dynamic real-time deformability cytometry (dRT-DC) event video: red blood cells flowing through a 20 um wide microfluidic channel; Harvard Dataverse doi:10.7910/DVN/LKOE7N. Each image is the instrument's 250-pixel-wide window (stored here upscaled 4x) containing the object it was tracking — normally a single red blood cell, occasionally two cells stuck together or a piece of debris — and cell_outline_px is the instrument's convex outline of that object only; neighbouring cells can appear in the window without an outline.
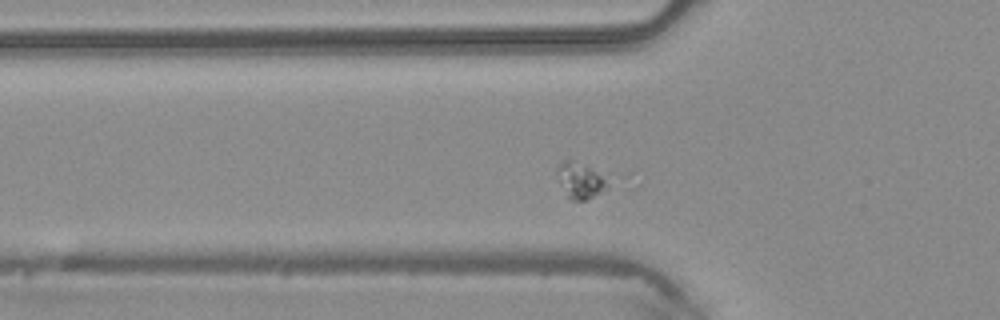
{"species": "common noctule bat (a hibernating species)", "species_latin": "Nyctalus noctula", "temperature_condition": "warm", "stored_images_in_passage": 35, "camera_frame_rate_fps": 3000, "um_per_image_px": 0.085, "animal": {"sex": "male", "body_mass_g": 20.4}, "frame": {"image": 1, "passage_image": 2, "time_ms": 0.333, "image_size_px": [1000, 320], "cell_outline_px": [[612, 180], [608, 188], [588, 200], [568, 200], [560, 184], [556, 168], [568, 156]], "centroid_in_image_um": [49.35, 15.33], "position_along_channel_um": 76.4, "area_um2": 10.98}}
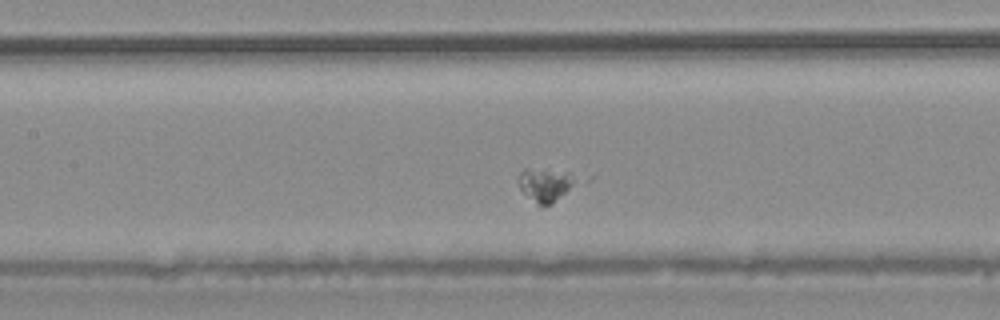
{"frame": {"image": 2, "passage_image": 8, "time_ms": 2.333, "image_size_px": [1000, 320], "cell_outline_px": [[576, 180], [552, 204], [536, 204], [520, 188], [520, 172], [524, 168], [528, 168], [568, 172]], "centroid_in_image_um": [46.3, 15.68], "position_along_channel_um": 161.1, "area_um2": 10.46}}
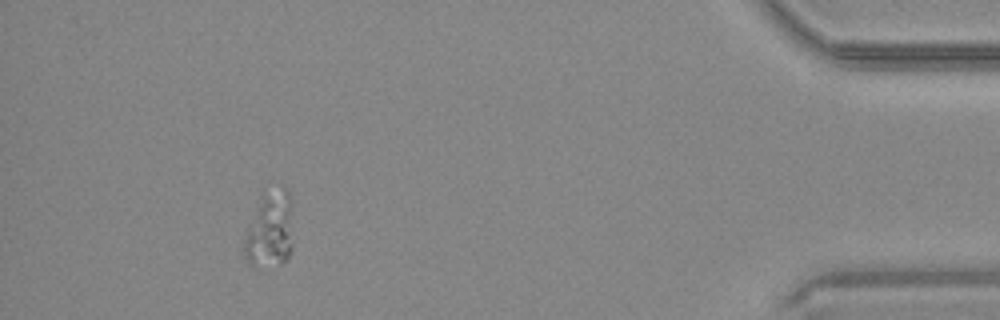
{"frame": {"image": 3, "passage_image": 30, "time_ms": 9.667, "image_size_px": [1000, 320], "cell_outline_px": [[292, 248], [288, 256], [280, 264], [256, 268], [252, 268], [244, 260], [244, 240], [248, 228], [264, 196], [284, 188], [288, 192], [292, 244]], "centroid_in_image_um": [22.91, 19.73], "position_along_channel_um": 412.3, "area_um2": 20.63}}